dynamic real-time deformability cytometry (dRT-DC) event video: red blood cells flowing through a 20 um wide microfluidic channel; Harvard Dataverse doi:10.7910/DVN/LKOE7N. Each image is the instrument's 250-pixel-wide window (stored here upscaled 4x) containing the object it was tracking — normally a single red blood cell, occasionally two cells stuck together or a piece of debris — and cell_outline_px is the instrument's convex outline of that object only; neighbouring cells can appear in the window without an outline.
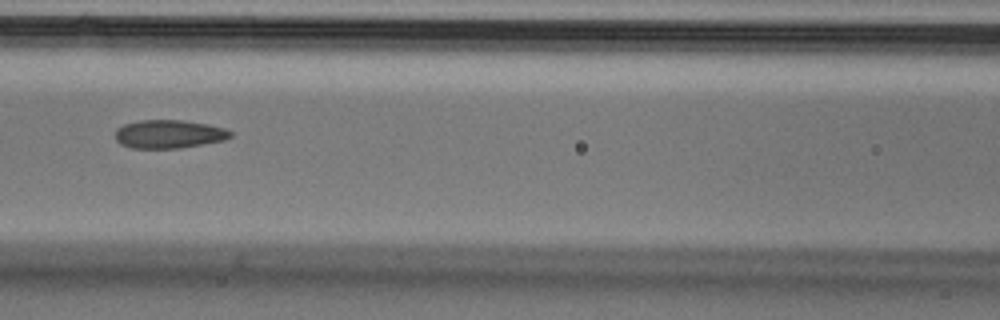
{"species": "Egyptian fruit bat (a non-hibernating species)", "species_latin": "Rousettus aegyptiacus", "temperature_condition": "cold", "stored_images_in_passage": 6, "camera_frame_rate_fps": 3000, "um_per_image_px": 0.085, "animal": {"sex": "male"}, "frame": {"image": 1, "passage_image": 6, "time_ms": 1.667, "image_size_px": [1000, 320], "cell_outline_px": [[232, 136], [224, 140], [204, 144], [180, 148], [132, 148], [120, 144], [116, 140], [116, 128], [124, 124], [140, 120], [184, 120], [208, 124], [224, 128], [232, 132]], "centroid_in_image_um": [14.36, 11.39], "position_along_channel_um": 152.2, "area_um2": 19.13}}